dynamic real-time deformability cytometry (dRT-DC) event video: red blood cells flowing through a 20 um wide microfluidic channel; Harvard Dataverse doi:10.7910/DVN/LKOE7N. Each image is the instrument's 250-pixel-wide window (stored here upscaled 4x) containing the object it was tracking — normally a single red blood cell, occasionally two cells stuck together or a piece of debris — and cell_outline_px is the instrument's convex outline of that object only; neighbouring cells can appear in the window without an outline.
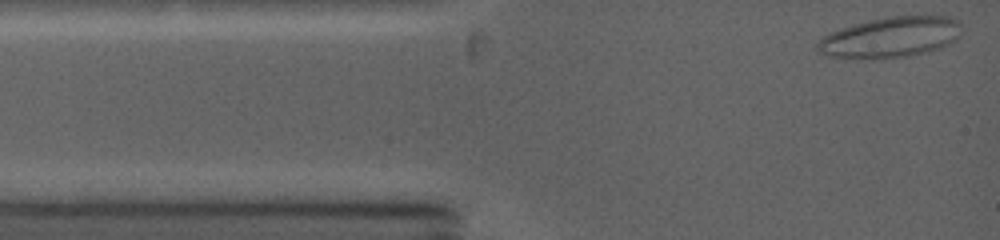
{"species": "common noctule bat (a hibernating species)", "species_latin": "Nyctalus noctula", "temperature_condition": "warm", "stored_images_in_passage": 6, "camera_frame_rate_fps": 5000, "um_per_image_px": 0.085, "animal": {"sex": "female", "body_mass_g": 19.0, "forearm_length_mm": 53.3}, "frame": {"image": 1, "passage_image": 1, "time_ms": 0.0, "image_size_px": [1000, 240], "cell_outline_px": [[960, 36], [956, 40], [940, 48], [928, 52], [908, 56], [828, 56], [816, 52], [816, 44], [824, 36], [840, 28], [852, 24], [868, 20], [888, 16], [952, 16], [960, 20]], "centroid_in_image_um": [75.76, 3.12], "position_along_channel_um": 9.2, "area_um2": 33.52}}
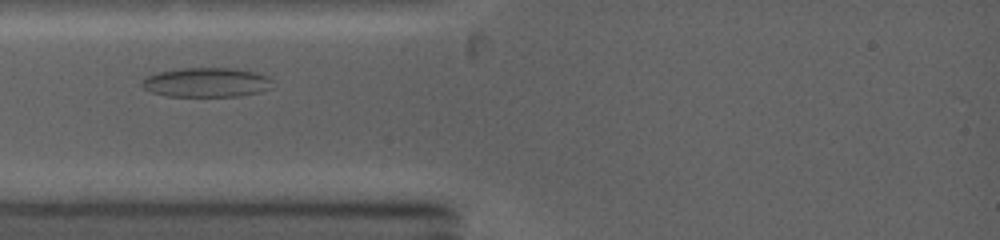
{"frame": {"image": 2, "passage_image": 5, "time_ms": 2.8, "image_size_px": [1000, 240], "cell_outline_px": [[272, 88], [260, 92], [240, 96], [164, 96], [152, 92], [144, 88], [140, 84], [140, 80], [156, 72], [184, 68], [228, 68], [256, 72], [268, 76], [272, 80]], "centroid_in_image_um": [17.54, 7.01], "position_along_channel_um": 67.5, "area_um2": 22.54}}